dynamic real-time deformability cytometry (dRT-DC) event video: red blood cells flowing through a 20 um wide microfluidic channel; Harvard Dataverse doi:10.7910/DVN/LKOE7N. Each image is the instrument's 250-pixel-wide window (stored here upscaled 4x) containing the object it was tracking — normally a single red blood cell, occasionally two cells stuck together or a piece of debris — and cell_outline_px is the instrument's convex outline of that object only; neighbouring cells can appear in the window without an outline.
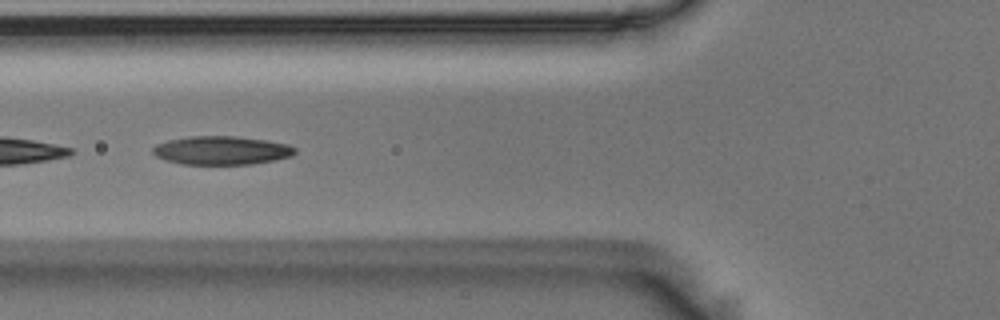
{"species": "Egyptian fruit bat (a non-hibernating species)", "species_latin": "Rousettus aegyptiacus", "temperature_condition": "room temperature", "stored_images_in_passage": 17, "camera_frame_rate_fps": 3000, "um_per_image_px": 0.085, "animal": {"sex": "male"}, "frame": {"image": 1, "passage_image": 8, "time_ms": 2.333, "image_size_px": [1000, 320], "cell_outline_px": [[296, 152], [292, 156], [252, 164], [180, 164], [156, 156], [152, 152], [152, 148], [156, 144], [168, 140], [188, 136], [236, 136], [264, 140], [288, 144], [296, 148]], "centroid_in_image_um": [18.82, 12.78], "position_along_channel_um": 107.0, "area_um2": 23.58}}
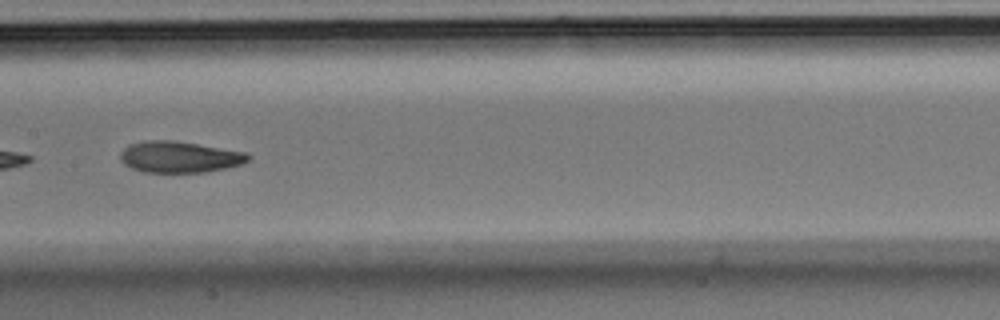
{"frame": {"image": 2, "passage_image": 15, "time_ms": 4.667, "image_size_px": [1000, 320], "cell_outline_px": [[252, 156], [244, 164], [204, 172], [144, 172], [132, 168], [124, 164], [120, 160], [120, 152], [128, 144], [144, 140], [176, 140], [248, 152]], "centroid_in_image_um": [15.27, 13.32], "position_along_channel_um": 192.1, "area_um2": 23.64}}